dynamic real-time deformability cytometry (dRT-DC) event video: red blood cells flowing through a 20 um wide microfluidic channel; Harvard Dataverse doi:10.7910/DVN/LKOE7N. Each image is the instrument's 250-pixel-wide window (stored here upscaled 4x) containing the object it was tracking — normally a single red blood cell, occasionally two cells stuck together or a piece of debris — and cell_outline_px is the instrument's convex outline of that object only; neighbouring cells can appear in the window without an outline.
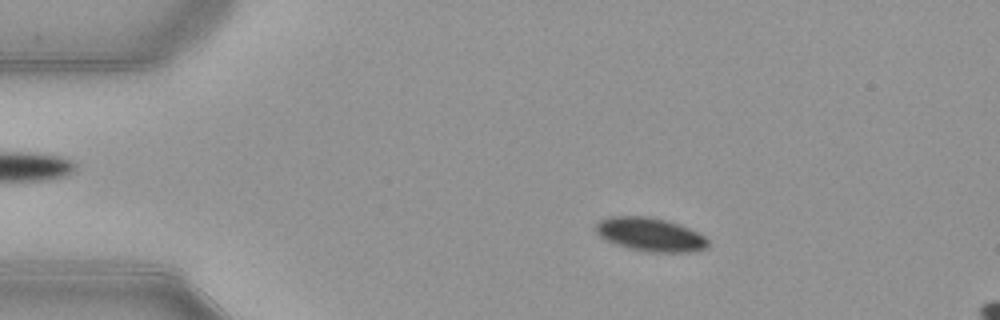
{"species": "common noctule bat (a hibernating species)", "species_latin": "Nyctalus noctula", "temperature_condition": "warm", "stored_images_in_passage": 53, "camera_frame_rate_fps": 3000, "um_per_image_px": 0.085, "animal": {"sex": "female", "body_mass_g": 21.9}, "frame": {"image": 1, "passage_image": 10, "time_ms": 3.0, "image_size_px": [1000, 320], "cell_outline_px": [[708, 248], [692, 252], [644, 252], [628, 248], [616, 244], [600, 236], [596, 232], [596, 224], [600, 220], [608, 216], [648, 216], [668, 220], [680, 224], [704, 236], [708, 240]], "centroid_in_image_um": [55.28, 19.93], "position_along_channel_um": 29.7, "area_um2": 22.08}}
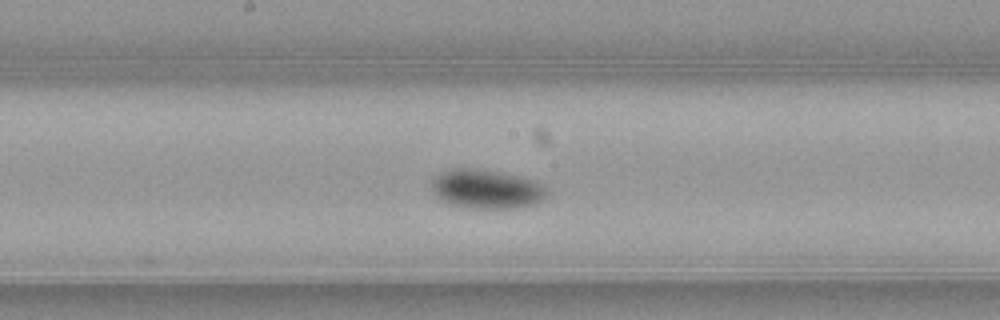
{"frame": {"image": 2, "passage_image": 28, "time_ms": 9.0, "image_size_px": [1000, 320], "cell_outline_px": [[548, 196], [544, 200], [536, 204], [520, 208], [464, 208], [448, 204], [440, 200], [436, 196], [432, 188], [432, 180], [440, 172], [452, 168], [476, 168], [520, 176], [536, 180], [548, 192]], "centroid_in_image_um": [41.36, 16.08], "position_along_channel_um": 206.8, "area_um2": 26.7}}
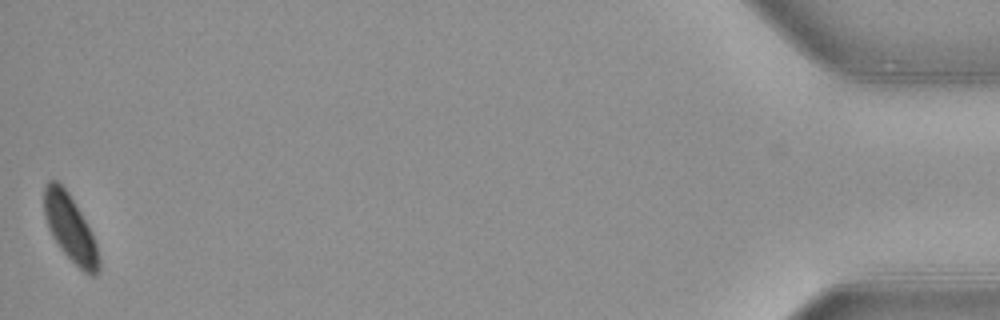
{"frame": {"image": 3, "passage_image": 53, "time_ms": 17.333, "image_size_px": [1000, 320], "cell_outline_px": [[100, 268], [96, 276], [92, 276], [84, 272], [60, 248], [52, 236], [48, 228], [44, 216], [44, 188], [48, 180], [56, 180], [68, 192], [92, 232], [96, 244], [100, 260]], "centroid_in_image_um": [5.97, 19.41], "position_along_channel_um": 429.2, "area_um2": 21.1}, "authors_computed_cell_mechanics": {"area_um2": 23.0622, "velocity_mm_per_s": 3.8814, "shape_relaxation_time_tau1_ms": 3.1128, "shape_relaxation_time_tau2_ms": null, "deformation_change_tau1": 0.0925, "deformation_change_tau2": null}}